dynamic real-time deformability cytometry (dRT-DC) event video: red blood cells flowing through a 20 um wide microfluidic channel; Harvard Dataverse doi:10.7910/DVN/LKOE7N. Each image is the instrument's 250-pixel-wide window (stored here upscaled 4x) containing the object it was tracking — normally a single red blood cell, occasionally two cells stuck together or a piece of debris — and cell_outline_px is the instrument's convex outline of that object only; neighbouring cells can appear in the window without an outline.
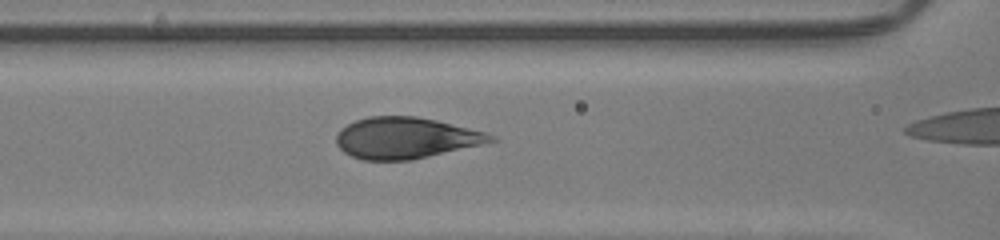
{"species": "human", "species_latin": "Homo sapiens", "temperature_condition": "room temperature", "stored_images_in_passage": 27, "camera_frame_rate_fps": 3000, "um_per_image_px": 0.085, "donor": {"sex": "male"}, "frame": {"image": 1, "passage_image": 20, "time_ms": 6.333, "image_size_px": [1000, 240], "cell_outline_px": [[500, 140], [412, 160], [364, 160], [352, 156], [344, 152], [336, 144], [336, 132], [340, 128], [356, 120], [368, 116], [416, 116], [436, 120], [488, 132], [496, 136]], "centroid_in_image_um": [34.5, 11.72], "position_along_channel_um": 132.1, "area_um2": 37.34}}
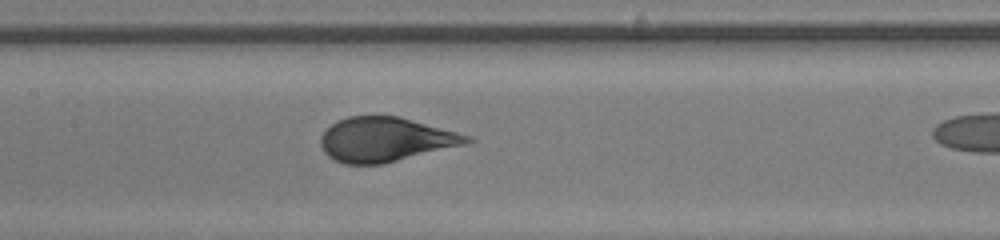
{"frame": {"image": 2, "passage_image": 23, "time_ms": 7.333, "image_size_px": [1000, 240], "cell_outline_px": [[476, 140], [464, 144], [384, 164], [344, 164], [332, 160], [324, 152], [320, 144], [320, 136], [336, 120], [348, 116], [400, 116], [472, 136]], "centroid_in_image_um": [32.74, 11.86], "position_along_channel_um": 174.7, "area_um2": 37.92}}